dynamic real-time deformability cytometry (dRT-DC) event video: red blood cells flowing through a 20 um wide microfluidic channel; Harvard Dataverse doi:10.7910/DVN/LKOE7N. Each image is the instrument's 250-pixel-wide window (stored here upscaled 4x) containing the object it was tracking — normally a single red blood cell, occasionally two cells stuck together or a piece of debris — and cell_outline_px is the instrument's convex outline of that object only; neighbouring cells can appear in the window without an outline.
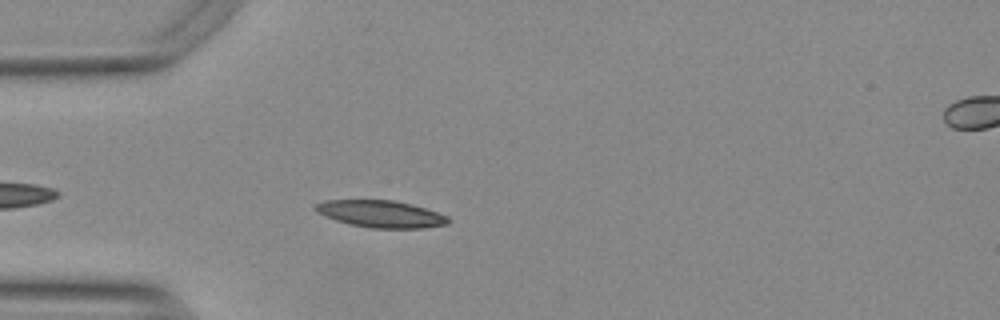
{"species": "Egyptian fruit bat (a non-hibernating species)", "species_latin": "Rousettus aegyptiacus", "temperature_condition": "warm", "stored_images_in_passage": 19, "camera_frame_rate_fps": 3000, "um_per_image_px": 0.085, "animal": {"sex": "female"}, "frame": {"image": 1, "passage_image": 5, "time_ms": 1.333, "image_size_px": [1000, 320], "cell_outline_px": [[448, 224], [424, 228], [368, 228], [348, 224], [324, 216], [316, 212], [316, 204], [324, 200], [392, 200], [412, 204], [448, 216]], "centroid_in_image_um": [32.35, 18.19], "position_along_channel_um": 52.6, "area_um2": 20.87}}
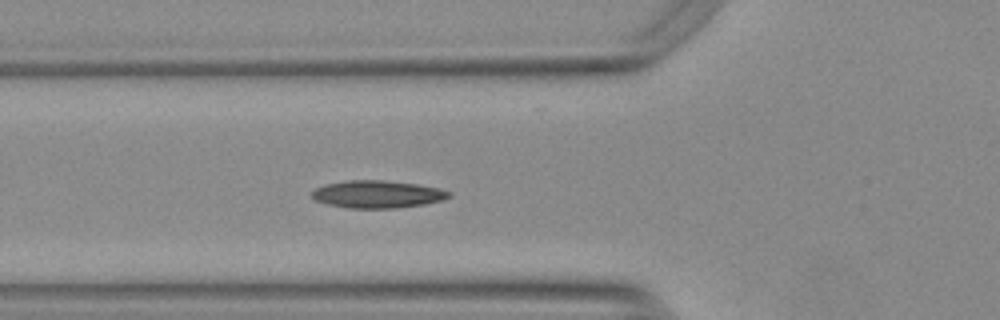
{"frame": {"image": 2, "passage_image": 9, "time_ms": 2.667, "image_size_px": [1000, 320], "cell_outline_px": [[452, 196], [440, 200], [424, 204], [396, 208], [348, 208], [328, 204], [316, 200], [312, 196], [312, 192], [316, 188], [324, 184], [348, 180], [384, 180], [416, 184], [440, 188], [452, 192]], "centroid_in_image_um": [32.1, 16.5], "position_along_channel_um": 93.7, "area_um2": 21.91}}
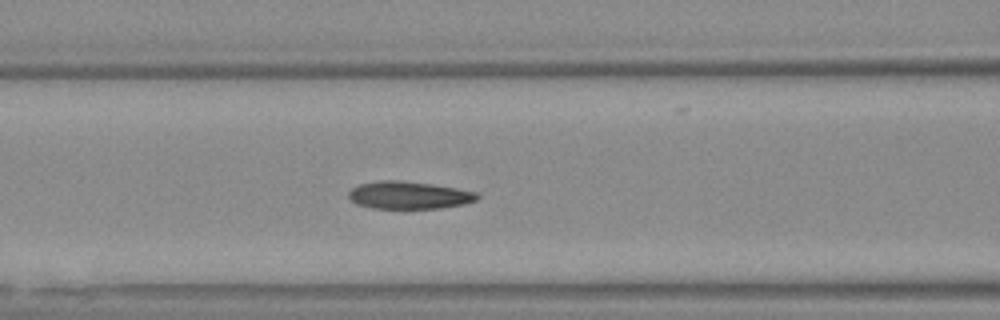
{"frame": {"image": 3, "passage_image": 12, "time_ms": 3.667, "image_size_px": [1000, 320], "cell_outline_px": [[480, 196], [476, 200], [464, 204], [440, 208], [372, 208], [356, 204], [348, 196], [348, 192], [352, 188], [360, 184], [380, 180], [400, 180], [432, 184], [456, 188], [476, 192]], "centroid_in_image_um": [34.75, 16.58], "position_along_channel_um": 131.9, "area_um2": 20.58}}